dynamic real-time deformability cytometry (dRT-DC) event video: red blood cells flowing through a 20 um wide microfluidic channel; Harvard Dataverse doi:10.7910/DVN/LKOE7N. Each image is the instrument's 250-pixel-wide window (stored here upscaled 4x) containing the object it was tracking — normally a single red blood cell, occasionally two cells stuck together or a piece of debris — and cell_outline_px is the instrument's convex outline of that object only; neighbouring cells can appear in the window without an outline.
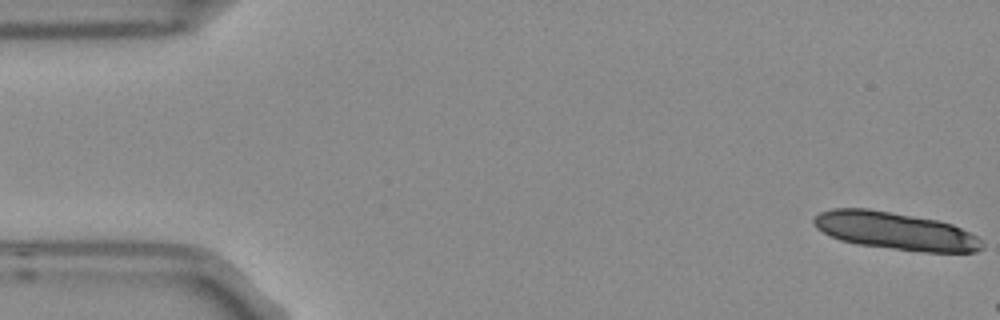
{"species": "Egyptian fruit bat (a non-hibernating species)", "species_latin": "Rousettus aegyptiacus", "temperature_condition": "room temperature", "stored_images_in_passage": 3, "camera_frame_rate_fps": 3000, "um_per_image_px": 0.085, "frame": {"image": 1, "passage_image": 1, "time_ms": 0.0, "image_size_px": [1000, 320], "cell_outline_px": [[984, 248], [976, 252], [924, 252], [856, 244], [840, 240], [816, 228], [812, 220], [820, 212], [832, 208], [868, 208], [936, 220], [952, 224], [976, 236], [984, 244]], "centroid_in_image_um": [76.1, 19.63], "position_along_channel_um": 8.9, "area_um2": 36.65}}